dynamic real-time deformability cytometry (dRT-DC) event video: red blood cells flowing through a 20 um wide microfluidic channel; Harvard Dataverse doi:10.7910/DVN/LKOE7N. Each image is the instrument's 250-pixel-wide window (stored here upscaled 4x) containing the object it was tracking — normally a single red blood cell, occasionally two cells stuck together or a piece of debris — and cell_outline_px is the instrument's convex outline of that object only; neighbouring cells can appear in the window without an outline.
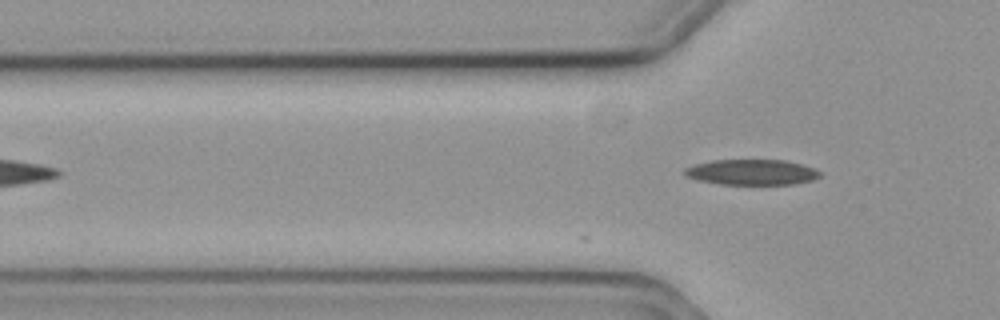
{"species": "common noctule bat (a hibernating species)", "species_latin": "Nyctalus noctula", "temperature_condition": "cold", "stored_images_in_passage": 2, "camera_frame_rate_fps": 3000, "um_per_image_px": 0.085, "animal": {"sex": "female", "body_mass_g": 19.3, "forearm_length_mm": 54.1}, "frame": {"image": 1, "passage_image": 2, "time_ms": 0.333, "image_size_px": [1000, 320], "cell_outline_px": [[820, 176], [812, 180], [792, 184], [720, 184], [700, 180], [688, 176], [684, 172], [684, 168], [692, 164], [712, 160], [784, 160], [800, 164], [812, 168], [820, 172]], "centroid_in_image_um": [63.87, 14.63], "position_along_channel_um": 61.9, "area_um2": 19.88}}